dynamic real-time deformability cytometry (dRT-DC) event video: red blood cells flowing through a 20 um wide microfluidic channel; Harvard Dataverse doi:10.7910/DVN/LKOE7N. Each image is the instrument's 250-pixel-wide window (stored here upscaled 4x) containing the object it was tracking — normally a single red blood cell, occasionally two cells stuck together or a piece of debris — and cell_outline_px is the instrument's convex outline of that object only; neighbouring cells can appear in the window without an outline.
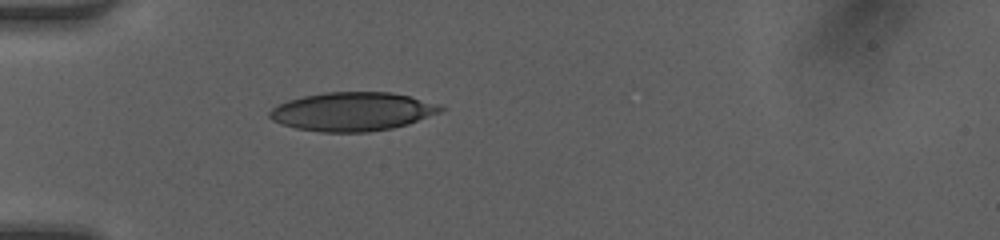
{"species": "human", "species_latin": "Homo sapiens", "temperature_condition": "room temperature", "stored_images_in_passage": 31, "camera_frame_rate_fps": 3000, "um_per_image_px": 0.085, "donor": {"sex": "female"}, "frame": {"image": 1, "passage_image": 1, "time_ms": 0.0, "image_size_px": [1000, 240], "cell_outline_px": [[444, 108], [440, 112], [408, 124], [392, 128], [368, 132], [320, 132], [296, 128], [280, 124], [272, 120], [268, 116], [268, 112], [276, 104], [288, 100], [304, 96], [324, 92], [392, 92], [440, 104]], "centroid_in_image_um": [29.92, 9.48], "position_along_channel_um": 55.1, "area_um2": 38.67}}
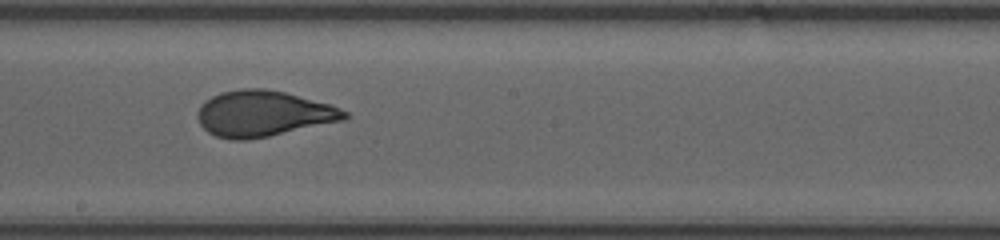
{"frame": {"image": 2, "passage_image": 14, "time_ms": 4.333, "image_size_px": [1000, 240], "cell_outline_px": [[348, 116], [344, 120], [268, 136], [244, 140], [232, 140], [216, 136], [208, 132], [200, 124], [196, 116], [196, 112], [200, 104], [204, 100], [220, 92], [240, 88], [264, 88], [284, 92], [328, 104], [340, 108], [348, 112]], "centroid_in_image_um": [22.32, 9.65], "position_along_channel_um": 225.9, "area_um2": 39.19}}
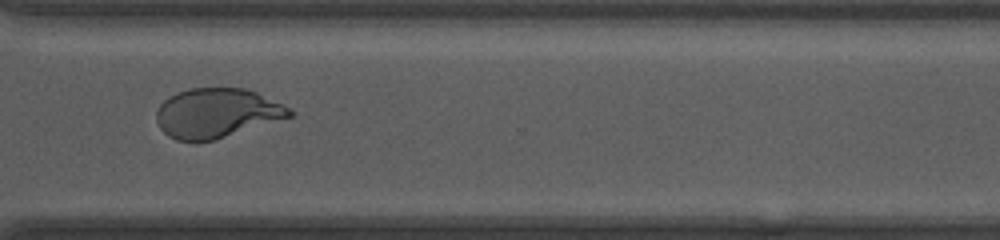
{"frame": {"image": 3, "passage_image": 23, "time_ms": 7.333, "image_size_px": [1000, 240], "cell_outline_px": [[296, 116], [212, 140], [176, 140], [168, 136], [160, 128], [156, 120], [156, 112], [160, 104], [168, 96], [192, 88], [244, 88], [256, 92], [296, 112]], "centroid_in_image_um": [18.43, 9.61], "position_along_channel_um": 352.2, "area_um2": 38.09}, "authors_computed_cell_mechanics": {"area_um2": 38.8416, "velocity_mm_per_s": 4.2315, "shape_relaxation_time_tau1_ms": 6.8356, "shape_relaxation_time_tau2_ms": null, "deformation_change_tau1": 0.2497, "deformation_change_tau2": null}}